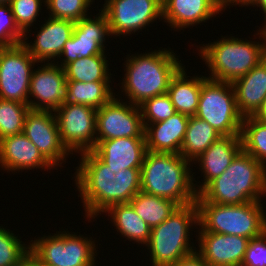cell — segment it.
Segmentation results:
<instances>
[{"instance_id": "30bf717a", "label": "cell", "mask_w": 266, "mask_h": 266, "mask_svg": "<svg viewBox=\"0 0 266 266\" xmlns=\"http://www.w3.org/2000/svg\"><path fill=\"white\" fill-rule=\"evenodd\" d=\"M63 145L71 154L92 151L96 146V115L93 107L64 103L54 111Z\"/></svg>"}, {"instance_id": "9a60e30c", "label": "cell", "mask_w": 266, "mask_h": 266, "mask_svg": "<svg viewBox=\"0 0 266 266\" xmlns=\"http://www.w3.org/2000/svg\"><path fill=\"white\" fill-rule=\"evenodd\" d=\"M23 133L55 170L63 168L61 164H66L71 153L61 141L53 111L30 109L25 117Z\"/></svg>"}, {"instance_id": "7c38bea8", "label": "cell", "mask_w": 266, "mask_h": 266, "mask_svg": "<svg viewBox=\"0 0 266 266\" xmlns=\"http://www.w3.org/2000/svg\"><path fill=\"white\" fill-rule=\"evenodd\" d=\"M35 63L38 64L22 43L0 47L1 99L28 104L30 79Z\"/></svg>"}, {"instance_id": "cb8c5ba5", "label": "cell", "mask_w": 266, "mask_h": 266, "mask_svg": "<svg viewBox=\"0 0 266 266\" xmlns=\"http://www.w3.org/2000/svg\"><path fill=\"white\" fill-rule=\"evenodd\" d=\"M237 108L245 117H252L266 98V58L246 75L232 82Z\"/></svg>"}, {"instance_id": "8fae6325", "label": "cell", "mask_w": 266, "mask_h": 266, "mask_svg": "<svg viewBox=\"0 0 266 266\" xmlns=\"http://www.w3.org/2000/svg\"><path fill=\"white\" fill-rule=\"evenodd\" d=\"M162 4V0H105L101 10L109 21L111 37L130 36L163 19Z\"/></svg>"}, {"instance_id": "5bb4252c", "label": "cell", "mask_w": 266, "mask_h": 266, "mask_svg": "<svg viewBox=\"0 0 266 266\" xmlns=\"http://www.w3.org/2000/svg\"><path fill=\"white\" fill-rule=\"evenodd\" d=\"M97 15H94L96 16L94 19L90 16H86L75 22L73 34L64 44L61 55L59 56V59L64 58L57 61V65L63 68L65 65L78 58L89 57L105 52V38L111 35L109 21L101 9Z\"/></svg>"}, {"instance_id": "ac0fdd59", "label": "cell", "mask_w": 266, "mask_h": 266, "mask_svg": "<svg viewBox=\"0 0 266 266\" xmlns=\"http://www.w3.org/2000/svg\"><path fill=\"white\" fill-rule=\"evenodd\" d=\"M40 26L34 42L27 43L24 38L22 44L38 63H55L61 55L64 44L73 34L75 22L68 19L48 17ZM57 58V59H56Z\"/></svg>"}, {"instance_id": "d4e9b609", "label": "cell", "mask_w": 266, "mask_h": 266, "mask_svg": "<svg viewBox=\"0 0 266 266\" xmlns=\"http://www.w3.org/2000/svg\"><path fill=\"white\" fill-rule=\"evenodd\" d=\"M185 66H182L171 78L167 94L170 96L176 112L188 117L196 114L202 84L207 76H187ZM190 77V79L188 78Z\"/></svg>"}, {"instance_id": "74e56055", "label": "cell", "mask_w": 266, "mask_h": 266, "mask_svg": "<svg viewBox=\"0 0 266 266\" xmlns=\"http://www.w3.org/2000/svg\"><path fill=\"white\" fill-rule=\"evenodd\" d=\"M24 33L18 28L10 4H0V47L21 44Z\"/></svg>"}, {"instance_id": "d6a6232c", "label": "cell", "mask_w": 266, "mask_h": 266, "mask_svg": "<svg viewBox=\"0 0 266 266\" xmlns=\"http://www.w3.org/2000/svg\"><path fill=\"white\" fill-rule=\"evenodd\" d=\"M19 238L10 229L0 226V266H17L30 252V245Z\"/></svg>"}, {"instance_id": "603a6c76", "label": "cell", "mask_w": 266, "mask_h": 266, "mask_svg": "<svg viewBox=\"0 0 266 266\" xmlns=\"http://www.w3.org/2000/svg\"><path fill=\"white\" fill-rule=\"evenodd\" d=\"M188 122V116L177 112L164 121L147 124L144 131L147 151L180 154Z\"/></svg>"}, {"instance_id": "7402d4cb", "label": "cell", "mask_w": 266, "mask_h": 266, "mask_svg": "<svg viewBox=\"0 0 266 266\" xmlns=\"http://www.w3.org/2000/svg\"><path fill=\"white\" fill-rule=\"evenodd\" d=\"M241 150L240 135L221 136L194 160L192 164L198 163L204 179L199 185L193 183L196 193L198 194L211 180L223 174Z\"/></svg>"}, {"instance_id": "bcb514c9", "label": "cell", "mask_w": 266, "mask_h": 266, "mask_svg": "<svg viewBox=\"0 0 266 266\" xmlns=\"http://www.w3.org/2000/svg\"><path fill=\"white\" fill-rule=\"evenodd\" d=\"M261 28L263 29V31L265 33V37H266V21L264 22V25H262Z\"/></svg>"}, {"instance_id": "8992f818", "label": "cell", "mask_w": 266, "mask_h": 266, "mask_svg": "<svg viewBox=\"0 0 266 266\" xmlns=\"http://www.w3.org/2000/svg\"><path fill=\"white\" fill-rule=\"evenodd\" d=\"M261 202L236 205L196 202L198 232L237 235L250 240L261 236L266 231V210Z\"/></svg>"}, {"instance_id": "6da1fadb", "label": "cell", "mask_w": 266, "mask_h": 266, "mask_svg": "<svg viewBox=\"0 0 266 266\" xmlns=\"http://www.w3.org/2000/svg\"><path fill=\"white\" fill-rule=\"evenodd\" d=\"M129 56L124 62L126 73L120 88L128 102L137 106L147 99L166 94L171 78L183 66L171 48L161 47L158 51Z\"/></svg>"}, {"instance_id": "4fadbf2b", "label": "cell", "mask_w": 266, "mask_h": 266, "mask_svg": "<svg viewBox=\"0 0 266 266\" xmlns=\"http://www.w3.org/2000/svg\"><path fill=\"white\" fill-rule=\"evenodd\" d=\"M118 97L114 96L97 109L96 141L124 137L145 138L140 107Z\"/></svg>"}, {"instance_id": "f6af8a7d", "label": "cell", "mask_w": 266, "mask_h": 266, "mask_svg": "<svg viewBox=\"0 0 266 266\" xmlns=\"http://www.w3.org/2000/svg\"><path fill=\"white\" fill-rule=\"evenodd\" d=\"M11 0H0V4H10Z\"/></svg>"}, {"instance_id": "f1b7e54d", "label": "cell", "mask_w": 266, "mask_h": 266, "mask_svg": "<svg viewBox=\"0 0 266 266\" xmlns=\"http://www.w3.org/2000/svg\"><path fill=\"white\" fill-rule=\"evenodd\" d=\"M106 58L104 52L70 62L63 67L66 81L111 82L113 74L109 71V61Z\"/></svg>"}, {"instance_id": "836d02e7", "label": "cell", "mask_w": 266, "mask_h": 266, "mask_svg": "<svg viewBox=\"0 0 266 266\" xmlns=\"http://www.w3.org/2000/svg\"><path fill=\"white\" fill-rule=\"evenodd\" d=\"M93 0H45L46 9L49 10V17L55 19H68L79 21L88 16L87 11Z\"/></svg>"}, {"instance_id": "60d3db41", "label": "cell", "mask_w": 266, "mask_h": 266, "mask_svg": "<svg viewBox=\"0 0 266 266\" xmlns=\"http://www.w3.org/2000/svg\"><path fill=\"white\" fill-rule=\"evenodd\" d=\"M253 0H220V6H221V9L222 11H225L226 8L229 7V5H234V6H237L239 5V7H248L251 3H252ZM235 3V4H234ZM243 5V6H242ZM228 6V7H227Z\"/></svg>"}, {"instance_id": "ffe728a7", "label": "cell", "mask_w": 266, "mask_h": 266, "mask_svg": "<svg viewBox=\"0 0 266 266\" xmlns=\"http://www.w3.org/2000/svg\"><path fill=\"white\" fill-rule=\"evenodd\" d=\"M92 151L113 173H118L127 168H141L147 151L146 140L124 137L96 141Z\"/></svg>"}, {"instance_id": "ee69618b", "label": "cell", "mask_w": 266, "mask_h": 266, "mask_svg": "<svg viewBox=\"0 0 266 266\" xmlns=\"http://www.w3.org/2000/svg\"><path fill=\"white\" fill-rule=\"evenodd\" d=\"M249 6L259 7L263 11L264 22L266 21V0H253Z\"/></svg>"}, {"instance_id": "e575fe53", "label": "cell", "mask_w": 266, "mask_h": 266, "mask_svg": "<svg viewBox=\"0 0 266 266\" xmlns=\"http://www.w3.org/2000/svg\"><path fill=\"white\" fill-rule=\"evenodd\" d=\"M139 107L144 127L164 121L177 113L167 93L147 99Z\"/></svg>"}, {"instance_id": "5b68a950", "label": "cell", "mask_w": 266, "mask_h": 266, "mask_svg": "<svg viewBox=\"0 0 266 266\" xmlns=\"http://www.w3.org/2000/svg\"><path fill=\"white\" fill-rule=\"evenodd\" d=\"M192 225L198 226L196 202L179 206L165 221L151 229L146 249L152 266H171L196 252L189 237L190 230L194 229Z\"/></svg>"}, {"instance_id": "7a4b0ae2", "label": "cell", "mask_w": 266, "mask_h": 266, "mask_svg": "<svg viewBox=\"0 0 266 266\" xmlns=\"http://www.w3.org/2000/svg\"><path fill=\"white\" fill-rule=\"evenodd\" d=\"M265 196L266 167L241 150L225 172L197 194L195 202L236 205L262 201Z\"/></svg>"}, {"instance_id": "44dd1931", "label": "cell", "mask_w": 266, "mask_h": 266, "mask_svg": "<svg viewBox=\"0 0 266 266\" xmlns=\"http://www.w3.org/2000/svg\"><path fill=\"white\" fill-rule=\"evenodd\" d=\"M162 3V20L175 31L205 23L222 13L219 0H162Z\"/></svg>"}, {"instance_id": "4dcf8cb0", "label": "cell", "mask_w": 266, "mask_h": 266, "mask_svg": "<svg viewBox=\"0 0 266 266\" xmlns=\"http://www.w3.org/2000/svg\"><path fill=\"white\" fill-rule=\"evenodd\" d=\"M242 150L266 167V123L245 117L240 133Z\"/></svg>"}, {"instance_id": "d590c367", "label": "cell", "mask_w": 266, "mask_h": 266, "mask_svg": "<svg viewBox=\"0 0 266 266\" xmlns=\"http://www.w3.org/2000/svg\"><path fill=\"white\" fill-rule=\"evenodd\" d=\"M42 3L45 5V0H11L10 6L15 23L24 33V38L30 33L29 28L36 24L34 22L39 17Z\"/></svg>"}, {"instance_id": "83f0119b", "label": "cell", "mask_w": 266, "mask_h": 266, "mask_svg": "<svg viewBox=\"0 0 266 266\" xmlns=\"http://www.w3.org/2000/svg\"><path fill=\"white\" fill-rule=\"evenodd\" d=\"M110 83L66 81L65 103L87 105L97 110L118 96L113 93Z\"/></svg>"}, {"instance_id": "4316f807", "label": "cell", "mask_w": 266, "mask_h": 266, "mask_svg": "<svg viewBox=\"0 0 266 266\" xmlns=\"http://www.w3.org/2000/svg\"><path fill=\"white\" fill-rule=\"evenodd\" d=\"M221 136L205 120L189 117L180 155L192 163Z\"/></svg>"}, {"instance_id": "7bdbcfd3", "label": "cell", "mask_w": 266, "mask_h": 266, "mask_svg": "<svg viewBox=\"0 0 266 266\" xmlns=\"http://www.w3.org/2000/svg\"><path fill=\"white\" fill-rule=\"evenodd\" d=\"M252 117L256 120L266 123V98L262 102L260 108Z\"/></svg>"}, {"instance_id": "ba28073f", "label": "cell", "mask_w": 266, "mask_h": 266, "mask_svg": "<svg viewBox=\"0 0 266 266\" xmlns=\"http://www.w3.org/2000/svg\"><path fill=\"white\" fill-rule=\"evenodd\" d=\"M95 243L92 237H84L80 234L77 236L75 232L64 230L54 235L52 233V235L34 238L29 245L30 253L42 265L96 266L97 247Z\"/></svg>"}, {"instance_id": "484cf974", "label": "cell", "mask_w": 266, "mask_h": 266, "mask_svg": "<svg viewBox=\"0 0 266 266\" xmlns=\"http://www.w3.org/2000/svg\"><path fill=\"white\" fill-rule=\"evenodd\" d=\"M105 216H110L116 227V231L121 233L122 237L133 243L147 245L150 239L151 228L135 212L130 203L114 204L105 212Z\"/></svg>"}, {"instance_id": "e0dca14e", "label": "cell", "mask_w": 266, "mask_h": 266, "mask_svg": "<svg viewBox=\"0 0 266 266\" xmlns=\"http://www.w3.org/2000/svg\"><path fill=\"white\" fill-rule=\"evenodd\" d=\"M196 238L199 245L196 252L210 266H241L250 240L214 232H199Z\"/></svg>"}, {"instance_id": "3957f363", "label": "cell", "mask_w": 266, "mask_h": 266, "mask_svg": "<svg viewBox=\"0 0 266 266\" xmlns=\"http://www.w3.org/2000/svg\"><path fill=\"white\" fill-rule=\"evenodd\" d=\"M191 165L180 154L146 151L141 166V191L172 200L179 206L194 203L196 180Z\"/></svg>"}, {"instance_id": "2e32d148", "label": "cell", "mask_w": 266, "mask_h": 266, "mask_svg": "<svg viewBox=\"0 0 266 266\" xmlns=\"http://www.w3.org/2000/svg\"><path fill=\"white\" fill-rule=\"evenodd\" d=\"M37 65H41V67L38 66L33 70L28 106L33 110L54 112L65 103L66 77L64 69L56 63L50 62Z\"/></svg>"}, {"instance_id": "52a82bcc", "label": "cell", "mask_w": 266, "mask_h": 266, "mask_svg": "<svg viewBox=\"0 0 266 266\" xmlns=\"http://www.w3.org/2000/svg\"><path fill=\"white\" fill-rule=\"evenodd\" d=\"M80 154L74 181L84 205L85 217L92 221L116 204L115 173L93 151Z\"/></svg>"}, {"instance_id": "f546056e", "label": "cell", "mask_w": 266, "mask_h": 266, "mask_svg": "<svg viewBox=\"0 0 266 266\" xmlns=\"http://www.w3.org/2000/svg\"><path fill=\"white\" fill-rule=\"evenodd\" d=\"M136 214L152 229L165 221L179 205L172 200L139 191L129 202Z\"/></svg>"}, {"instance_id": "1f68e13d", "label": "cell", "mask_w": 266, "mask_h": 266, "mask_svg": "<svg viewBox=\"0 0 266 266\" xmlns=\"http://www.w3.org/2000/svg\"><path fill=\"white\" fill-rule=\"evenodd\" d=\"M29 110L28 104L0 98V140L23 132Z\"/></svg>"}, {"instance_id": "b9f144b4", "label": "cell", "mask_w": 266, "mask_h": 266, "mask_svg": "<svg viewBox=\"0 0 266 266\" xmlns=\"http://www.w3.org/2000/svg\"><path fill=\"white\" fill-rule=\"evenodd\" d=\"M17 266H42V263L29 252Z\"/></svg>"}, {"instance_id": "277c9868", "label": "cell", "mask_w": 266, "mask_h": 266, "mask_svg": "<svg viewBox=\"0 0 266 266\" xmlns=\"http://www.w3.org/2000/svg\"><path fill=\"white\" fill-rule=\"evenodd\" d=\"M258 41L222 36L220 40L200 45L198 54L209 68L208 79L232 83L246 75L266 58V37L262 28ZM261 39L263 42H261ZM247 40V41H246Z\"/></svg>"}, {"instance_id": "f35d334b", "label": "cell", "mask_w": 266, "mask_h": 266, "mask_svg": "<svg viewBox=\"0 0 266 266\" xmlns=\"http://www.w3.org/2000/svg\"><path fill=\"white\" fill-rule=\"evenodd\" d=\"M241 266H266V231L249 240Z\"/></svg>"}, {"instance_id": "8d00e7d4", "label": "cell", "mask_w": 266, "mask_h": 266, "mask_svg": "<svg viewBox=\"0 0 266 266\" xmlns=\"http://www.w3.org/2000/svg\"><path fill=\"white\" fill-rule=\"evenodd\" d=\"M116 204L129 203L141 191V168H127L115 173Z\"/></svg>"}, {"instance_id": "d6986e66", "label": "cell", "mask_w": 266, "mask_h": 266, "mask_svg": "<svg viewBox=\"0 0 266 266\" xmlns=\"http://www.w3.org/2000/svg\"><path fill=\"white\" fill-rule=\"evenodd\" d=\"M8 172L41 169L47 172L54 167L42 156L39 149L22 132L0 140V168Z\"/></svg>"}, {"instance_id": "ab89813d", "label": "cell", "mask_w": 266, "mask_h": 266, "mask_svg": "<svg viewBox=\"0 0 266 266\" xmlns=\"http://www.w3.org/2000/svg\"><path fill=\"white\" fill-rule=\"evenodd\" d=\"M171 266H210L197 252L179 260Z\"/></svg>"}, {"instance_id": "9c48e42d", "label": "cell", "mask_w": 266, "mask_h": 266, "mask_svg": "<svg viewBox=\"0 0 266 266\" xmlns=\"http://www.w3.org/2000/svg\"><path fill=\"white\" fill-rule=\"evenodd\" d=\"M195 116L222 136L240 135L244 117L238 111L232 83L207 79L202 84Z\"/></svg>"}]
</instances>
